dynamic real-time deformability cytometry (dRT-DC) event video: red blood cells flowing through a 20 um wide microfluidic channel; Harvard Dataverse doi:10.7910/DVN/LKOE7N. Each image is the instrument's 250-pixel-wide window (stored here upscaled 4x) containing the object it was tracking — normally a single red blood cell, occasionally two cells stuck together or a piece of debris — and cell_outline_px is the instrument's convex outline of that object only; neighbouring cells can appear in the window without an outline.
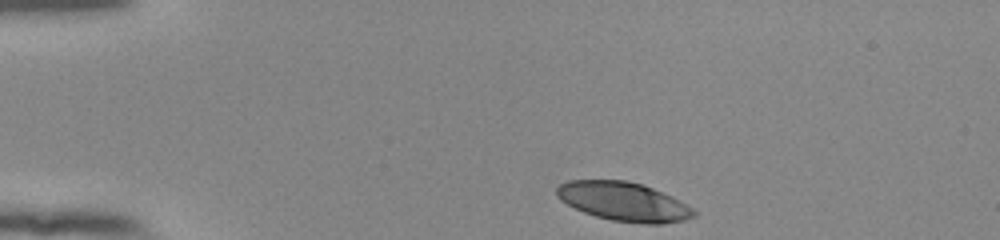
{"species": "human", "species_latin": "Homo sapiens", "temperature_condition": "room temperature", "stored_images_in_passage": 37, "camera_frame_rate_fps": 3000, "um_per_image_px": 0.085, "donor": {"sex": "female"}, "frame": {"image": 1, "passage_image": 1, "time_ms": 0.0, "image_size_px": [1000, 240], "cell_outline_px": [[696, 216], [684, 220], [660, 224], [644, 224], [612, 220], [596, 216], [584, 212], [560, 200], [556, 196], [556, 188], [560, 184], [568, 180], [628, 180], [644, 184], [672, 196], [680, 200], [692, 208], [696, 212]], "centroid_in_image_um": [53.02, 17.12], "position_along_channel_um": 32.0, "area_um2": 31.21}}
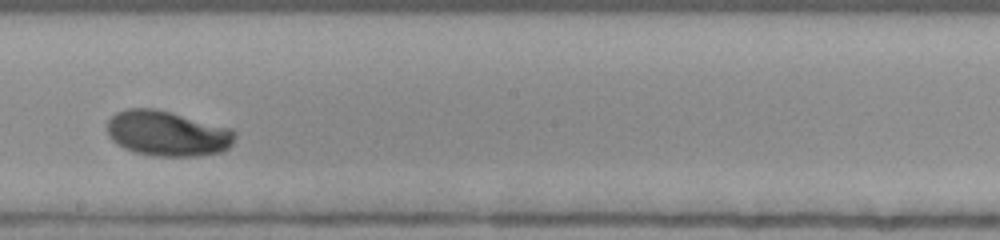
{"frame": {"image": 2, "passage_image": 22, "time_ms": 7.0, "image_size_px": [1000, 240], "cell_outline_px": [[236, 136], [232, 144], [228, 148], [220, 152], [200, 156], [152, 156], [136, 152], [124, 148], [116, 144], [108, 136], [108, 120], [116, 112], [128, 108], [156, 108], [232, 128], [236, 132]], "centroid_in_image_um": [14.24, 11.34], "position_along_channel_um": 234.0, "area_um2": 33.99}}
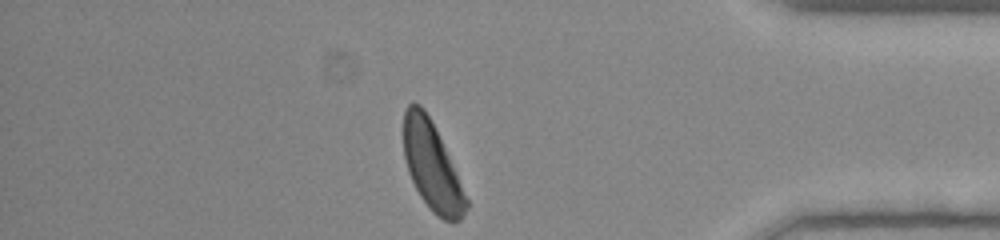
{"frame": {"image": 3, "passage_image": 37, "time_ms": 12.0, "image_size_px": [1000, 240], "cell_outline_px": [[468, 208], [460, 220], [452, 224], [444, 220], [420, 196], [408, 172], [404, 160], [404, 112], [408, 104], [412, 100], [420, 104], [424, 108], [456, 172], [468, 200]], "centroid_in_image_um": [36.7, 14.13], "position_along_channel_um": 398.5, "area_um2": 31.33}, "authors_computed_cell_mechanics": {"area_um2": 32.4836, "velocity_mm_per_s": 3.8389, "shape_relaxation_time_tau1_ms": 2.8645, "shape_relaxation_time_tau2_ms": null, "deformation_change_tau1": 0.1736, "deformation_change_tau2": null}}